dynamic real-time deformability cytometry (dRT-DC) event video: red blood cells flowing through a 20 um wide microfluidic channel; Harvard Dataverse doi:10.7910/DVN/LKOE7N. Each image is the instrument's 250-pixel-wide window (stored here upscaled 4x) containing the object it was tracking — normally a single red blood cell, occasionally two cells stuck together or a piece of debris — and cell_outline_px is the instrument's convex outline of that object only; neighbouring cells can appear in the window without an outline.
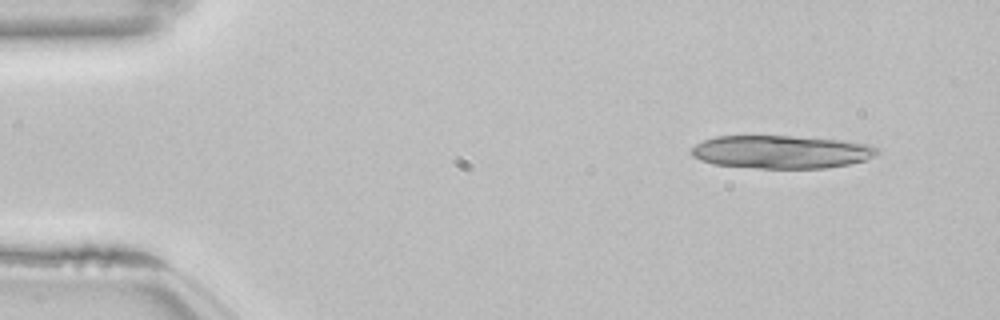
{"species": "common noctule bat (a hibernating species)", "species_latin": "Nyctalus noctula", "temperature_condition": "room temperature", "stored_images_in_passage": 37, "camera_frame_rate_fps": 3000, "um_per_image_px": 0.085, "animal": {"sex": "female", "body_mass_g": 22.7, "forearm_length_mm": 54.2}, "frame": {"image": 1, "passage_image": 1, "time_ms": 0.0, "image_size_px": [1000, 320], "cell_outline_px": [[880, 152], [876, 156], [868, 160], [848, 164], [824, 168], [760, 168], [712, 164], [700, 160], [692, 156], [692, 148], [696, 144], [704, 140], [716, 136], [792, 136], [840, 140], [868, 144], [876, 148]], "centroid_in_image_um": [66.42, 12.91], "position_along_channel_um": 18.6, "area_um2": 35.78}}